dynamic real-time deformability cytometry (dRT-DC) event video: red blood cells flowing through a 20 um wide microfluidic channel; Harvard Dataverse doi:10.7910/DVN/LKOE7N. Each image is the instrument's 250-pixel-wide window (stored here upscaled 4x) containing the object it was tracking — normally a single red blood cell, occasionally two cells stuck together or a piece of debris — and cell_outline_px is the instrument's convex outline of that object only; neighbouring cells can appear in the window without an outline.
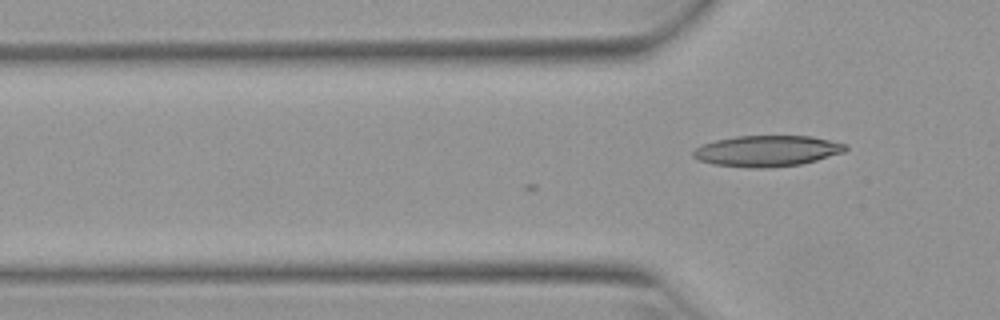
{"species": "Egyptian fruit bat (a non-hibernating species)", "species_latin": "Rousettus aegyptiacus", "temperature_condition": "warm", "stored_images_in_passage": 5, "camera_frame_rate_fps": 3000, "um_per_image_px": 0.085, "animal": {"sex": "female"}, "frame": {"image": 1, "passage_image": 5, "time_ms": 1.333, "image_size_px": [1000, 320], "cell_outline_px": [[848, 148], [844, 152], [816, 160], [800, 164], [764, 168], [748, 168], [712, 164], [700, 160], [692, 156], [692, 152], [696, 148], [704, 144], [716, 140], [736, 136], [812, 136], [844, 144]], "centroid_in_image_um": [65.17, 12.83], "position_along_channel_um": 60.6, "area_um2": 27.28}}